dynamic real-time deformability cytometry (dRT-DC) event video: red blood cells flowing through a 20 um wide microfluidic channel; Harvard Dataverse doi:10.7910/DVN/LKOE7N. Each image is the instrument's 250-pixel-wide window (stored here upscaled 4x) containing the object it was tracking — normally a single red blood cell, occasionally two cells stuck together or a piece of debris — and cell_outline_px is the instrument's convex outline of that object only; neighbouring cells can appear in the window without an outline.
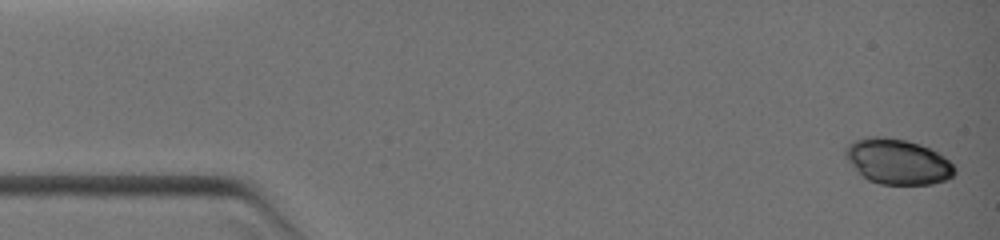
{"species": "common noctule bat (a hibernating species)", "species_latin": "Nyctalus noctula", "temperature_condition": "warm", "stored_images_in_passage": 46, "camera_frame_rate_fps": 3000, "um_per_image_px": 0.085, "animal": {"sex": "female", "body_mass_g": 19.0, "forearm_length_mm": 51.5}, "frame": {"image": 1, "passage_image": 1, "time_ms": 0.0, "image_size_px": [1000, 240], "cell_outline_px": [[956, 172], [952, 176], [944, 180], [932, 184], [880, 184], [868, 180], [844, 156], [844, 148], [848, 144], [856, 140], [868, 136], [884, 136], [908, 140], [920, 144], [944, 156], [956, 168]], "centroid_in_image_um": [76.3, 13.72], "position_along_channel_um": 8.7, "area_um2": 28.73}}
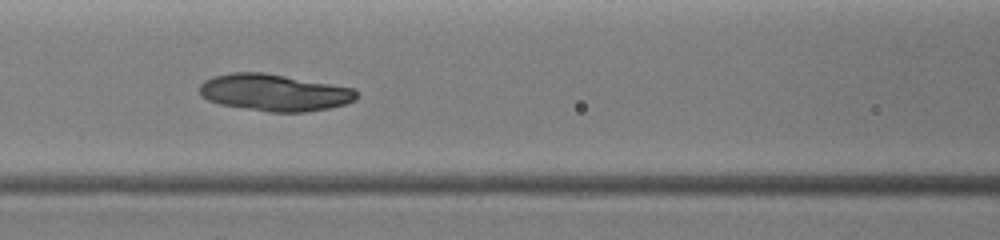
{"frame": {"image": 2, "passage_image": 20, "time_ms": 5.0, "image_size_px": [1000, 240], "cell_outline_px": [[360, 96], [356, 100], [344, 104], [328, 108], [304, 112], [272, 112], [220, 104], [208, 100], [200, 96], [200, 84], [204, 80], [212, 76], [232, 72], [264, 72], [356, 88]], "centroid_in_image_um": [23.34, 7.85], "position_along_channel_um": 143.3, "area_um2": 33.93}}
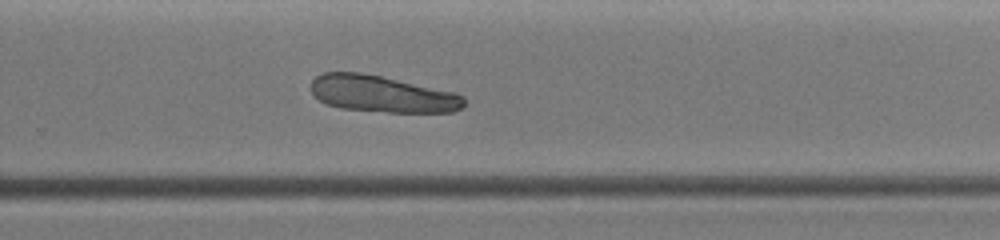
{"frame": {"image": 3, "passage_image": 33, "time_ms": 8.0, "image_size_px": [1000, 240], "cell_outline_px": [[464, 108], [452, 112], [388, 112], [340, 108], [328, 104], [320, 100], [312, 92], [312, 80], [316, 76], [324, 72], [360, 72], [380, 76], [456, 92], [464, 96]], "centroid_in_image_um": [32.52, 7.99], "position_along_channel_um": 297.3, "area_um2": 32.6}}